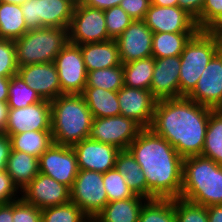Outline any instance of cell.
Instances as JSON below:
<instances>
[{
	"label": "cell",
	"instance_id": "6da1fadb",
	"mask_svg": "<svg viewBox=\"0 0 222 222\" xmlns=\"http://www.w3.org/2000/svg\"><path fill=\"white\" fill-rule=\"evenodd\" d=\"M214 109L186 96L158 100L151 129L182 157L201 155L210 113Z\"/></svg>",
	"mask_w": 222,
	"mask_h": 222
},
{
	"label": "cell",
	"instance_id": "7a4b0ae2",
	"mask_svg": "<svg viewBox=\"0 0 222 222\" xmlns=\"http://www.w3.org/2000/svg\"><path fill=\"white\" fill-rule=\"evenodd\" d=\"M128 150L145 174L148 200L180 198L184 158L167 140L143 128Z\"/></svg>",
	"mask_w": 222,
	"mask_h": 222
},
{
	"label": "cell",
	"instance_id": "3957f363",
	"mask_svg": "<svg viewBox=\"0 0 222 222\" xmlns=\"http://www.w3.org/2000/svg\"><path fill=\"white\" fill-rule=\"evenodd\" d=\"M93 115L81 94L51 101V133L55 144L72 147L90 136Z\"/></svg>",
	"mask_w": 222,
	"mask_h": 222
},
{
	"label": "cell",
	"instance_id": "277c9868",
	"mask_svg": "<svg viewBox=\"0 0 222 222\" xmlns=\"http://www.w3.org/2000/svg\"><path fill=\"white\" fill-rule=\"evenodd\" d=\"M180 198L206 207L222 205V166L200 155L185 157Z\"/></svg>",
	"mask_w": 222,
	"mask_h": 222
},
{
	"label": "cell",
	"instance_id": "5b68a950",
	"mask_svg": "<svg viewBox=\"0 0 222 222\" xmlns=\"http://www.w3.org/2000/svg\"><path fill=\"white\" fill-rule=\"evenodd\" d=\"M68 29L44 27L28 30L16 39L17 65L54 62L55 57L68 44Z\"/></svg>",
	"mask_w": 222,
	"mask_h": 222
},
{
	"label": "cell",
	"instance_id": "8992f818",
	"mask_svg": "<svg viewBox=\"0 0 222 222\" xmlns=\"http://www.w3.org/2000/svg\"><path fill=\"white\" fill-rule=\"evenodd\" d=\"M218 53V36L199 30L180 55V97L187 96L197 84L207 64Z\"/></svg>",
	"mask_w": 222,
	"mask_h": 222
},
{
	"label": "cell",
	"instance_id": "52a82bcc",
	"mask_svg": "<svg viewBox=\"0 0 222 222\" xmlns=\"http://www.w3.org/2000/svg\"><path fill=\"white\" fill-rule=\"evenodd\" d=\"M74 7V0H27L21 5L29 30L44 27L68 29Z\"/></svg>",
	"mask_w": 222,
	"mask_h": 222
},
{
	"label": "cell",
	"instance_id": "ba28073f",
	"mask_svg": "<svg viewBox=\"0 0 222 222\" xmlns=\"http://www.w3.org/2000/svg\"><path fill=\"white\" fill-rule=\"evenodd\" d=\"M70 199L89 218H94L109 202L103 173L79 169L70 188Z\"/></svg>",
	"mask_w": 222,
	"mask_h": 222
},
{
	"label": "cell",
	"instance_id": "9c48e42d",
	"mask_svg": "<svg viewBox=\"0 0 222 222\" xmlns=\"http://www.w3.org/2000/svg\"><path fill=\"white\" fill-rule=\"evenodd\" d=\"M68 36L69 43L75 45L111 40L106 29L104 10L83 3L75 5Z\"/></svg>",
	"mask_w": 222,
	"mask_h": 222
},
{
	"label": "cell",
	"instance_id": "30bf717a",
	"mask_svg": "<svg viewBox=\"0 0 222 222\" xmlns=\"http://www.w3.org/2000/svg\"><path fill=\"white\" fill-rule=\"evenodd\" d=\"M142 129L134 120L122 115L94 118L89 138L127 150Z\"/></svg>",
	"mask_w": 222,
	"mask_h": 222
},
{
	"label": "cell",
	"instance_id": "8fae6325",
	"mask_svg": "<svg viewBox=\"0 0 222 222\" xmlns=\"http://www.w3.org/2000/svg\"><path fill=\"white\" fill-rule=\"evenodd\" d=\"M62 94H82L87 71L79 45L69 43L55 57Z\"/></svg>",
	"mask_w": 222,
	"mask_h": 222
},
{
	"label": "cell",
	"instance_id": "7c38bea8",
	"mask_svg": "<svg viewBox=\"0 0 222 222\" xmlns=\"http://www.w3.org/2000/svg\"><path fill=\"white\" fill-rule=\"evenodd\" d=\"M76 154L72 147L53 143L39 157V172L72 187L78 174Z\"/></svg>",
	"mask_w": 222,
	"mask_h": 222
},
{
	"label": "cell",
	"instance_id": "4fadbf2b",
	"mask_svg": "<svg viewBox=\"0 0 222 222\" xmlns=\"http://www.w3.org/2000/svg\"><path fill=\"white\" fill-rule=\"evenodd\" d=\"M20 192L21 197L39 209L63 205L71 201L70 188L41 172ZM23 194V195H22Z\"/></svg>",
	"mask_w": 222,
	"mask_h": 222
},
{
	"label": "cell",
	"instance_id": "5bb4252c",
	"mask_svg": "<svg viewBox=\"0 0 222 222\" xmlns=\"http://www.w3.org/2000/svg\"><path fill=\"white\" fill-rule=\"evenodd\" d=\"M143 21L153 33L199 31L195 19L179 6L150 5Z\"/></svg>",
	"mask_w": 222,
	"mask_h": 222
},
{
	"label": "cell",
	"instance_id": "9a60e30c",
	"mask_svg": "<svg viewBox=\"0 0 222 222\" xmlns=\"http://www.w3.org/2000/svg\"><path fill=\"white\" fill-rule=\"evenodd\" d=\"M120 115L128 117L142 128H150L157 99L150 90L123 86L117 91Z\"/></svg>",
	"mask_w": 222,
	"mask_h": 222
},
{
	"label": "cell",
	"instance_id": "2e32d148",
	"mask_svg": "<svg viewBox=\"0 0 222 222\" xmlns=\"http://www.w3.org/2000/svg\"><path fill=\"white\" fill-rule=\"evenodd\" d=\"M51 131V102L42 100L27 107L9 109L5 134Z\"/></svg>",
	"mask_w": 222,
	"mask_h": 222
},
{
	"label": "cell",
	"instance_id": "e0dca14e",
	"mask_svg": "<svg viewBox=\"0 0 222 222\" xmlns=\"http://www.w3.org/2000/svg\"><path fill=\"white\" fill-rule=\"evenodd\" d=\"M115 40L122 64L152 56L153 32L143 20H133Z\"/></svg>",
	"mask_w": 222,
	"mask_h": 222
},
{
	"label": "cell",
	"instance_id": "ac0fdd59",
	"mask_svg": "<svg viewBox=\"0 0 222 222\" xmlns=\"http://www.w3.org/2000/svg\"><path fill=\"white\" fill-rule=\"evenodd\" d=\"M186 97L214 110L222 109V58L218 53L207 64L196 87Z\"/></svg>",
	"mask_w": 222,
	"mask_h": 222
},
{
	"label": "cell",
	"instance_id": "d6986e66",
	"mask_svg": "<svg viewBox=\"0 0 222 222\" xmlns=\"http://www.w3.org/2000/svg\"><path fill=\"white\" fill-rule=\"evenodd\" d=\"M72 148L76 154L79 169L103 174L115 168L116 158L120 152V149L114 145L98 142L91 138L83 139Z\"/></svg>",
	"mask_w": 222,
	"mask_h": 222
},
{
	"label": "cell",
	"instance_id": "ffe728a7",
	"mask_svg": "<svg viewBox=\"0 0 222 222\" xmlns=\"http://www.w3.org/2000/svg\"><path fill=\"white\" fill-rule=\"evenodd\" d=\"M17 73L42 100L51 102L63 95L54 62L20 66Z\"/></svg>",
	"mask_w": 222,
	"mask_h": 222
},
{
	"label": "cell",
	"instance_id": "44dd1931",
	"mask_svg": "<svg viewBox=\"0 0 222 222\" xmlns=\"http://www.w3.org/2000/svg\"><path fill=\"white\" fill-rule=\"evenodd\" d=\"M180 56L155 58L150 91L157 100L180 97Z\"/></svg>",
	"mask_w": 222,
	"mask_h": 222
},
{
	"label": "cell",
	"instance_id": "7402d4cb",
	"mask_svg": "<svg viewBox=\"0 0 222 222\" xmlns=\"http://www.w3.org/2000/svg\"><path fill=\"white\" fill-rule=\"evenodd\" d=\"M86 71L116 67L122 64L115 39L79 45Z\"/></svg>",
	"mask_w": 222,
	"mask_h": 222
},
{
	"label": "cell",
	"instance_id": "603a6c76",
	"mask_svg": "<svg viewBox=\"0 0 222 222\" xmlns=\"http://www.w3.org/2000/svg\"><path fill=\"white\" fill-rule=\"evenodd\" d=\"M147 200L134 195L131 198L108 202L94 219L97 222H138L140 210Z\"/></svg>",
	"mask_w": 222,
	"mask_h": 222
},
{
	"label": "cell",
	"instance_id": "cb8c5ba5",
	"mask_svg": "<svg viewBox=\"0 0 222 222\" xmlns=\"http://www.w3.org/2000/svg\"><path fill=\"white\" fill-rule=\"evenodd\" d=\"M5 170L21 191L39 173V158L11 149Z\"/></svg>",
	"mask_w": 222,
	"mask_h": 222
},
{
	"label": "cell",
	"instance_id": "d4e9b609",
	"mask_svg": "<svg viewBox=\"0 0 222 222\" xmlns=\"http://www.w3.org/2000/svg\"><path fill=\"white\" fill-rule=\"evenodd\" d=\"M81 95L91 111L93 118L120 115L117 91H109L97 87H85Z\"/></svg>",
	"mask_w": 222,
	"mask_h": 222
},
{
	"label": "cell",
	"instance_id": "484cf974",
	"mask_svg": "<svg viewBox=\"0 0 222 222\" xmlns=\"http://www.w3.org/2000/svg\"><path fill=\"white\" fill-rule=\"evenodd\" d=\"M115 168L125 178L128 188L134 195H139L147 199L145 174L128 149L120 150L116 158Z\"/></svg>",
	"mask_w": 222,
	"mask_h": 222
},
{
	"label": "cell",
	"instance_id": "4316f807",
	"mask_svg": "<svg viewBox=\"0 0 222 222\" xmlns=\"http://www.w3.org/2000/svg\"><path fill=\"white\" fill-rule=\"evenodd\" d=\"M11 149L25 152L39 158L53 143L51 131H28L19 134H6Z\"/></svg>",
	"mask_w": 222,
	"mask_h": 222
},
{
	"label": "cell",
	"instance_id": "83f0119b",
	"mask_svg": "<svg viewBox=\"0 0 222 222\" xmlns=\"http://www.w3.org/2000/svg\"><path fill=\"white\" fill-rule=\"evenodd\" d=\"M28 30L21 6L0 1V38L15 41Z\"/></svg>",
	"mask_w": 222,
	"mask_h": 222
},
{
	"label": "cell",
	"instance_id": "f1b7e54d",
	"mask_svg": "<svg viewBox=\"0 0 222 222\" xmlns=\"http://www.w3.org/2000/svg\"><path fill=\"white\" fill-rule=\"evenodd\" d=\"M197 32L153 33L152 56L166 58L180 56L186 44Z\"/></svg>",
	"mask_w": 222,
	"mask_h": 222
},
{
	"label": "cell",
	"instance_id": "f546056e",
	"mask_svg": "<svg viewBox=\"0 0 222 222\" xmlns=\"http://www.w3.org/2000/svg\"><path fill=\"white\" fill-rule=\"evenodd\" d=\"M124 86L136 89L150 90L155 67L153 56L124 63Z\"/></svg>",
	"mask_w": 222,
	"mask_h": 222
},
{
	"label": "cell",
	"instance_id": "4dcf8cb0",
	"mask_svg": "<svg viewBox=\"0 0 222 222\" xmlns=\"http://www.w3.org/2000/svg\"><path fill=\"white\" fill-rule=\"evenodd\" d=\"M200 156L212 159L222 166V109L213 110L210 113Z\"/></svg>",
	"mask_w": 222,
	"mask_h": 222
},
{
	"label": "cell",
	"instance_id": "1f68e13d",
	"mask_svg": "<svg viewBox=\"0 0 222 222\" xmlns=\"http://www.w3.org/2000/svg\"><path fill=\"white\" fill-rule=\"evenodd\" d=\"M138 222H176L175 199L147 200L140 210Z\"/></svg>",
	"mask_w": 222,
	"mask_h": 222
},
{
	"label": "cell",
	"instance_id": "d6a6232c",
	"mask_svg": "<svg viewBox=\"0 0 222 222\" xmlns=\"http://www.w3.org/2000/svg\"><path fill=\"white\" fill-rule=\"evenodd\" d=\"M124 86L123 65L87 72L86 87L118 91Z\"/></svg>",
	"mask_w": 222,
	"mask_h": 222
},
{
	"label": "cell",
	"instance_id": "836d02e7",
	"mask_svg": "<svg viewBox=\"0 0 222 222\" xmlns=\"http://www.w3.org/2000/svg\"><path fill=\"white\" fill-rule=\"evenodd\" d=\"M8 93L9 109L27 107L42 101L36 91L30 88L18 73L10 77Z\"/></svg>",
	"mask_w": 222,
	"mask_h": 222
},
{
	"label": "cell",
	"instance_id": "e575fe53",
	"mask_svg": "<svg viewBox=\"0 0 222 222\" xmlns=\"http://www.w3.org/2000/svg\"><path fill=\"white\" fill-rule=\"evenodd\" d=\"M89 217L73 202L41 210L42 222H86Z\"/></svg>",
	"mask_w": 222,
	"mask_h": 222
},
{
	"label": "cell",
	"instance_id": "d590c367",
	"mask_svg": "<svg viewBox=\"0 0 222 222\" xmlns=\"http://www.w3.org/2000/svg\"><path fill=\"white\" fill-rule=\"evenodd\" d=\"M103 183L109 202L134 196L133 192L128 188L125 178L116 168L110 169L103 174Z\"/></svg>",
	"mask_w": 222,
	"mask_h": 222
},
{
	"label": "cell",
	"instance_id": "8d00e7d4",
	"mask_svg": "<svg viewBox=\"0 0 222 222\" xmlns=\"http://www.w3.org/2000/svg\"><path fill=\"white\" fill-rule=\"evenodd\" d=\"M176 222H209L206 206L175 198Z\"/></svg>",
	"mask_w": 222,
	"mask_h": 222
},
{
	"label": "cell",
	"instance_id": "74e56055",
	"mask_svg": "<svg viewBox=\"0 0 222 222\" xmlns=\"http://www.w3.org/2000/svg\"><path fill=\"white\" fill-rule=\"evenodd\" d=\"M104 15L106 29L112 39H116L133 22V19L120 6L104 10Z\"/></svg>",
	"mask_w": 222,
	"mask_h": 222
},
{
	"label": "cell",
	"instance_id": "f35d334b",
	"mask_svg": "<svg viewBox=\"0 0 222 222\" xmlns=\"http://www.w3.org/2000/svg\"><path fill=\"white\" fill-rule=\"evenodd\" d=\"M18 72L15 43L0 38V76L11 77Z\"/></svg>",
	"mask_w": 222,
	"mask_h": 222
},
{
	"label": "cell",
	"instance_id": "ab89813d",
	"mask_svg": "<svg viewBox=\"0 0 222 222\" xmlns=\"http://www.w3.org/2000/svg\"><path fill=\"white\" fill-rule=\"evenodd\" d=\"M13 222H42L41 209L20 197L13 201Z\"/></svg>",
	"mask_w": 222,
	"mask_h": 222
},
{
	"label": "cell",
	"instance_id": "60d3db41",
	"mask_svg": "<svg viewBox=\"0 0 222 222\" xmlns=\"http://www.w3.org/2000/svg\"><path fill=\"white\" fill-rule=\"evenodd\" d=\"M222 17V0H205L201 11V30H210Z\"/></svg>",
	"mask_w": 222,
	"mask_h": 222
},
{
	"label": "cell",
	"instance_id": "b9f144b4",
	"mask_svg": "<svg viewBox=\"0 0 222 222\" xmlns=\"http://www.w3.org/2000/svg\"><path fill=\"white\" fill-rule=\"evenodd\" d=\"M19 191L6 170H0V205L19 199Z\"/></svg>",
	"mask_w": 222,
	"mask_h": 222
},
{
	"label": "cell",
	"instance_id": "7bdbcfd3",
	"mask_svg": "<svg viewBox=\"0 0 222 222\" xmlns=\"http://www.w3.org/2000/svg\"><path fill=\"white\" fill-rule=\"evenodd\" d=\"M150 5L151 0H123L119 6L133 20H143Z\"/></svg>",
	"mask_w": 222,
	"mask_h": 222
},
{
	"label": "cell",
	"instance_id": "ee69618b",
	"mask_svg": "<svg viewBox=\"0 0 222 222\" xmlns=\"http://www.w3.org/2000/svg\"><path fill=\"white\" fill-rule=\"evenodd\" d=\"M205 0H178V6L192 16L201 30V11Z\"/></svg>",
	"mask_w": 222,
	"mask_h": 222
},
{
	"label": "cell",
	"instance_id": "f6af8a7d",
	"mask_svg": "<svg viewBox=\"0 0 222 222\" xmlns=\"http://www.w3.org/2000/svg\"><path fill=\"white\" fill-rule=\"evenodd\" d=\"M11 151V142L9 136L0 133V170L6 169L7 159Z\"/></svg>",
	"mask_w": 222,
	"mask_h": 222
},
{
	"label": "cell",
	"instance_id": "bcb514c9",
	"mask_svg": "<svg viewBox=\"0 0 222 222\" xmlns=\"http://www.w3.org/2000/svg\"><path fill=\"white\" fill-rule=\"evenodd\" d=\"M121 1L123 0H86L83 4L89 7L106 10L114 6H119Z\"/></svg>",
	"mask_w": 222,
	"mask_h": 222
},
{
	"label": "cell",
	"instance_id": "7dc6e473",
	"mask_svg": "<svg viewBox=\"0 0 222 222\" xmlns=\"http://www.w3.org/2000/svg\"><path fill=\"white\" fill-rule=\"evenodd\" d=\"M0 222H13V201L0 205Z\"/></svg>",
	"mask_w": 222,
	"mask_h": 222
},
{
	"label": "cell",
	"instance_id": "c3c4849f",
	"mask_svg": "<svg viewBox=\"0 0 222 222\" xmlns=\"http://www.w3.org/2000/svg\"><path fill=\"white\" fill-rule=\"evenodd\" d=\"M209 222H222V205L207 206Z\"/></svg>",
	"mask_w": 222,
	"mask_h": 222
},
{
	"label": "cell",
	"instance_id": "681fc988",
	"mask_svg": "<svg viewBox=\"0 0 222 222\" xmlns=\"http://www.w3.org/2000/svg\"><path fill=\"white\" fill-rule=\"evenodd\" d=\"M9 106L7 102H0V133H5L8 122Z\"/></svg>",
	"mask_w": 222,
	"mask_h": 222
},
{
	"label": "cell",
	"instance_id": "f907efd6",
	"mask_svg": "<svg viewBox=\"0 0 222 222\" xmlns=\"http://www.w3.org/2000/svg\"><path fill=\"white\" fill-rule=\"evenodd\" d=\"M10 77L0 76V102H7L9 98Z\"/></svg>",
	"mask_w": 222,
	"mask_h": 222
},
{
	"label": "cell",
	"instance_id": "816d5d0a",
	"mask_svg": "<svg viewBox=\"0 0 222 222\" xmlns=\"http://www.w3.org/2000/svg\"><path fill=\"white\" fill-rule=\"evenodd\" d=\"M151 5H156V6H178V0H151Z\"/></svg>",
	"mask_w": 222,
	"mask_h": 222
},
{
	"label": "cell",
	"instance_id": "f5cc1de1",
	"mask_svg": "<svg viewBox=\"0 0 222 222\" xmlns=\"http://www.w3.org/2000/svg\"><path fill=\"white\" fill-rule=\"evenodd\" d=\"M209 31L218 37H222V17Z\"/></svg>",
	"mask_w": 222,
	"mask_h": 222
},
{
	"label": "cell",
	"instance_id": "db71d44e",
	"mask_svg": "<svg viewBox=\"0 0 222 222\" xmlns=\"http://www.w3.org/2000/svg\"><path fill=\"white\" fill-rule=\"evenodd\" d=\"M1 1L5 2V3H11V4H16V5H20L21 6L27 0H1Z\"/></svg>",
	"mask_w": 222,
	"mask_h": 222
},
{
	"label": "cell",
	"instance_id": "11a10c76",
	"mask_svg": "<svg viewBox=\"0 0 222 222\" xmlns=\"http://www.w3.org/2000/svg\"><path fill=\"white\" fill-rule=\"evenodd\" d=\"M218 54L222 58V37H218Z\"/></svg>",
	"mask_w": 222,
	"mask_h": 222
},
{
	"label": "cell",
	"instance_id": "9f6ffc18",
	"mask_svg": "<svg viewBox=\"0 0 222 222\" xmlns=\"http://www.w3.org/2000/svg\"><path fill=\"white\" fill-rule=\"evenodd\" d=\"M86 222H97L94 218H89Z\"/></svg>",
	"mask_w": 222,
	"mask_h": 222
},
{
	"label": "cell",
	"instance_id": "6f0895ef",
	"mask_svg": "<svg viewBox=\"0 0 222 222\" xmlns=\"http://www.w3.org/2000/svg\"><path fill=\"white\" fill-rule=\"evenodd\" d=\"M86 0H77V4H82L84 3Z\"/></svg>",
	"mask_w": 222,
	"mask_h": 222
}]
</instances>
